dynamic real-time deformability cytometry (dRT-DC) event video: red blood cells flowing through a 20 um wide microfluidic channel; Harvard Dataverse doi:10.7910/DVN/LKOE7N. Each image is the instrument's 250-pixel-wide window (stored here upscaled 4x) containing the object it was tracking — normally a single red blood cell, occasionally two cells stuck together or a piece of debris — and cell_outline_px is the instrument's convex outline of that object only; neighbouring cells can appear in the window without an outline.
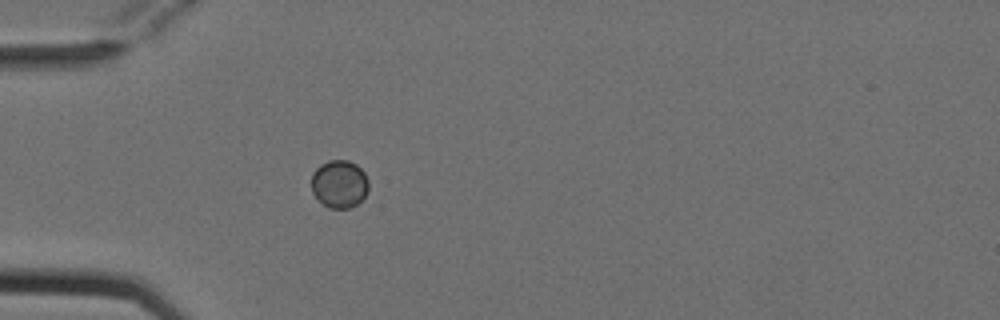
{"species": "Egyptian fruit bat (a non-hibernating species)", "species_latin": "Rousettus aegyptiacus", "temperature_condition": "cold", "stored_images_in_passage": 4, "camera_frame_rate_fps": 3000, "um_per_image_px": 0.085, "animal": {"sex": "female"}, "frame": {"image": 1, "passage_image": 4, "time_ms": 1.0, "image_size_px": [1000, 320], "cell_outline_px": [[368, 192], [352, 208], [328, 208], [312, 192], [312, 172], [320, 164], [328, 160], [348, 160], [356, 164], [364, 172], [368, 180]], "centroid_in_image_um": [28.85, 15.62], "position_along_channel_um": 56.2, "area_um2": 15.95}}